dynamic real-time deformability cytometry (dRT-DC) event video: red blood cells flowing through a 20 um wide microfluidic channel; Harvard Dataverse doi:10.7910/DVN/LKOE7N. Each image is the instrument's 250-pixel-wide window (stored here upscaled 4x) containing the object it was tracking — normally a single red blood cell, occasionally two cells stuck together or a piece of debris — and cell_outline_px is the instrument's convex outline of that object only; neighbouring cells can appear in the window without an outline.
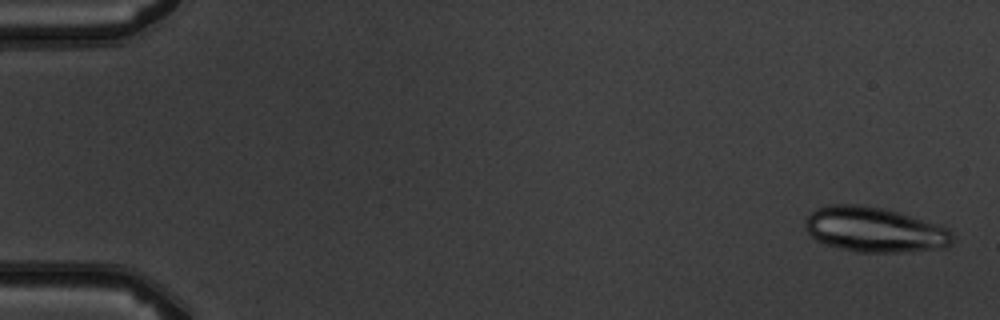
{"species": "common noctule bat (a hibernating species)", "species_latin": "Nyctalus noctula", "temperature_condition": "warm", "stored_images_in_passage": 5, "camera_frame_rate_fps": 3000, "um_per_image_px": 0.085, "animal": {"sex": "male", "body_mass_g": 19.5, "forearm_length_mm": 54.6}, "frame": {"image": 1, "passage_image": 1, "time_ms": 0.0, "image_size_px": [1000, 320], "cell_outline_px": [[956, 236], [944, 248], [900, 252], [856, 252], [824, 244], [816, 240], [808, 232], [804, 224], [804, 220], [816, 208], [828, 204], [856, 204], [884, 208], [936, 224], [948, 228]], "centroid_in_image_um": [74.31, 19.52], "position_along_channel_um": 10.7, "area_um2": 38.61}}